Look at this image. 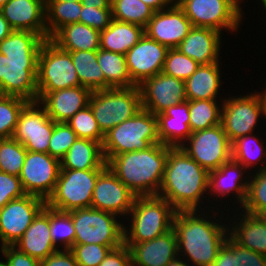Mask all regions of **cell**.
I'll use <instances>...</instances> for the list:
<instances>
[{
	"mask_svg": "<svg viewBox=\"0 0 266 266\" xmlns=\"http://www.w3.org/2000/svg\"><path fill=\"white\" fill-rule=\"evenodd\" d=\"M143 3L151 7L155 12L165 9L166 6L172 4L171 0H141Z\"/></svg>",
	"mask_w": 266,
	"mask_h": 266,
	"instance_id": "54",
	"label": "cell"
},
{
	"mask_svg": "<svg viewBox=\"0 0 266 266\" xmlns=\"http://www.w3.org/2000/svg\"><path fill=\"white\" fill-rule=\"evenodd\" d=\"M26 154L23 144L13 137L0 139V171L19 177Z\"/></svg>",
	"mask_w": 266,
	"mask_h": 266,
	"instance_id": "39",
	"label": "cell"
},
{
	"mask_svg": "<svg viewBox=\"0 0 266 266\" xmlns=\"http://www.w3.org/2000/svg\"><path fill=\"white\" fill-rule=\"evenodd\" d=\"M105 169H61L54 191L46 206L60 212L91 207L92 194L98 176Z\"/></svg>",
	"mask_w": 266,
	"mask_h": 266,
	"instance_id": "8",
	"label": "cell"
},
{
	"mask_svg": "<svg viewBox=\"0 0 266 266\" xmlns=\"http://www.w3.org/2000/svg\"><path fill=\"white\" fill-rule=\"evenodd\" d=\"M220 32L203 27H192L177 49L200 65L219 62Z\"/></svg>",
	"mask_w": 266,
	"mask_h": 266,
	"instance_id": "25",
	"label": "cell"
},
{
	"mask_svg": "<svg viewBox=\"0 0 266 266\" xmlns=\"http://www.w3.org/2000/svg\"><path fill=\"white\" fill-rule=\"evenodd\" d=\"M178 6L190 20L192 27L237 30L242 8L236 0H181Z\"/></svg>",
	"mask_w": 266,
	"mask_h": 266,
	"instance_id": "11",
	"label": "cell"
},
{
	"mask_svg": "<svg viewBox=\"0 0 266 266\" xmlns=\"http://www.w3.org/2000/svg\"><path fill=\"white\" fill-rule=\"evenodd\" d=\"M155 143H160L157 116L141 108L105 134L102 151L107 163L113 156L145 150Z\"/></svg>",
	"mask_w": 266,
	"mask_h": 266,
	"instance_id": "5",
	"label": "cell"
},
{
	"mask_svg": "<svg viewBox=\"0 0 266 266\" xmlns=\"http://www.w3.org/2000/svg\"><path fill=\"white\" fill-rule=\"evenodd\" d=\"M143 35L142 26L113 19L100 33V49L125 55Z\"/></svg>",
	"mask_w": 266,
	"mask_h": 266,
	"instance_id": "30",
	"label": "cell"
},
{
	"mask_svg": "<svg viewBox=\"0 0 266 266\" xmlns=\"http://www.w3.org/2000/svg\"><path fill=\"white\" fill-rule=\"evenodd\" d=\"M46 206L41 197L26 194L13 199L0 209V240L2 246H14Z\"/></svg>",
	"mask_w": 266,
	"mask_h": 266,
	"instance_id": "13",
	"label": "cell"
},
{
	"mask_svg": "<svg viewBox=\"0 0 266 266\" xmlns=\"http://www.w3.org/2000/svg\"><path fill=\"white\" fill-rule=\"evenodd\" d=\"M45 1H70V2H80L81 0H45Z\"/></svg>",
	"mask_w": 266,
	"mask_h": 266,
	"instance_id": "59",
	"label": "cell"
},
{
	"mask_svg": "<svg viewBox=\"0 0 266 266\" xmlns=\"http://www.w3.org/2000/svg\"><path fill=\"white\" fill-rule=\"evenodd\" d=\"M9 0H0V8L5 5Z\"/></svg>",
	"mask_w": 266,
	"mask_h": 266,
	"instance_id": "60",
	"label": "cell"
},
{
	"mask_svg": "<svg viewBox=\"0 0 266 266\" xmlns=\"http://www.w3.org/2000/svg\"><path fill=\"white\" fill-rule=\"evenodd\" d=\"M50 234L53 243L63 242V248L70 249L75 241V229L71 216L67 212H60L50 208Z\"/></svg>",
	"mask_w": 266,
	"mask_h": 266,
	"instance_id": "44",
	"label": "cell"
},
{
	"mask_svg": "<svg viewBox=\"0 0 266 266\" xmlns=\"http://www.w3.org/2000/svg\"><path fill=\"white\" fill-rule=\"evenodd\" d=\"M0 266H7V263H6V262H1V261H0Z\"/></svg>",
	"mask_w": 266,
	"mask_h": 266,
	"instance_id": "61",
	"label": "cell"
},
{
	"mask_svg": "<svg viewBox=\"0 0 266 266\" xmlns=\"http://www.w3.org/2000/svg\"><path fill=\"white\" fill-rule=\"evenodd\" d=\"M188 262L185 263V261H181L180 258H175L174 260H172L168 266H189L190 264H187ZM191 266V265H190Z\"/></svg>",
	"mask_w": 266,
	"mask_h": 266,
	"instance_id": "57",
	"label": "cell"
},
{
	"mask_svg": "<svg viewBox=\"0 0 266 266\" xmlns=\"http://www.w3.org/2000/svg\"><path fill=\"white\" fill-rule=\"evenodd\" d=\"M27 103L20 97L0 95V139L13 136L19 114Z\"/></svg>",
	"mask_w": 266,
	"mask_h": 266,
	"instance_id": "42",
	"label": "cell"
},
{
	"mask_svg": "<svg viewBox=\"0 0 266 266\" xmlns=\"http://www.w3.org/2000/svg\"><path fill=\"white\" fill-rule=\"evenodd\" d=\"M61 169L91 170L106 169L102 144L90 139L77 138L60 160Z\"/></svg>",
	"mask_w": 266,
	"mask_h": 266,
	"instance_id": "27",
	"label": "cell"
},
{
	"mask_svg": "<svg viewBox=\"0 0 266 266\" xmlns=\"http://www.w3.org/2000/svg\"><path fill=\"white\" fill-rule=\"evenodd\" d=\"M100 33L77 22L61 27L50 40L65 51H92L100 48Z\"/></svg>",
	"mask_w": 266,
	"mask_h": 266,
	"instance_id": "28",
	"label": "cell"
},
{
	"mask_svg": "<svg viewBox=\"0 0 266 266\" xmlns=\"http://www.w3.org/2000/svg\"><path fill=\"white\" fill-rule=\"evenodd\" d=\"M241 216L240 223L227 235L239 246L266 256V223L259 215L244 213Z\"/></svg>",
	"mask_w": 266,
	"mask_h": 266,
	"instance_id": "31",
	"label": "cell"
},
{
	"mask_svg": "<svg viewBox=\"0 0 266 266\" xmlns=\"http://www.w3.org/2000/svg\"><path fill=\"white\" fill-rule=\"evenodd\" d=\"M221 125L231 142L238 137L252 134L258 117L263 114L260 97L257 93L224 100Z\"/></svg>",
	"mask_w": 266,
	"mask_h": 266,
	"instance_id": "16",
	"label": "cell"
},
{
	"mask_svg": "<svg viewBox=\"0 0 266 266\" xmlns=\"http://www.w3.org/2000/svg\"><path fill=\"white\" fill-rule=\"evenodd\" d=\"M172 2H173V4H178L181 0H171ZM174 1H176L175 3H174Z\"/></svg>",
	"mask_w": 266,
	"mask_h": 266,
	"instance_id": "62",
	"label": "cell"
},
{
	"mask_svg": "<svg viewBox=\"0 0 266 266\" xmlns=\"http://www.w3.org/2000/svg\"><path fill=\"white\" fill-rule=\"evenodd\" d=\"M0 11L13 30L30 31L48 39L45 0H9Z\"/></svg>",
	"mask_w": 266,
	"mask_h": 266,
	"instance_id": "22",
	"label": "cell"
},
{
	"mask_svg": "<svg viewBox=\"0 0 266 266\" xmlns=\"http://www.w3.org/2000/svg\"><path fill=\"white\" fill-rule=\"evenodd\" d=\"M235 266H266V256L239 246L232 240Z\"/></svg>",
	"mask_w": 266,
	"mask_h": 266,
	"instance_id": "49",
	"label": "cell"
},
{
	"mask_svg": "<svg viewBox=\"0 0 266 266\" xmlns=\"http://www.w3.org/2000/svg\"><path fill=\"white\" fill-rule=\"evenodd\" d=\"M97 60L104 73L106 89L136 86L129 75L125 55L98 49Z\"/></svg>",
	"mask_w": 266,
	"mask_h": 266,
	"instance_id": "34",
	"label": "cell"
},
{
	"mask_svg": "<svg viewBox=\"0 0 266 266\" xmlns=\"http://www.w3.org/2000/svg\"><path fill=\"white\" fill-rule=\"evenodd\" d=\"M75 229L74 244L121 246L124 244V226L115 214L95 208H81L67 212Z\"/></svg>",
	"mask_w": 266,
	"mask_h": 266,
	"instance_id": "9",
	"label": "cell"
},
{
	"mask_svg": "<svg viewBox=\"0 0 266 266\" xmlns=\"http://www.w3.org/2000/svg\"><path fill=\"white\" fill-rule=\"evenodd\" d=\"M261 100L262 108H263V115L266 117V89L258 94Z\"/></svg>",
	"mask_w": 266,
	"mask_h": 266,
	"instance_id": "56",
	"label": "cell"
},
{
	"mask_svg": "<svg viewBox=\"0 0 266 266\" xmlns=\"http://www.w3.org/2000/svg\"><path fill=\"white\" fill-rule=\"evenodd\" d=\"M45 39L14 30L0 42V95L38 101V56Z\"/></svg>",
	"mask_w": 266,
	"mask_h": 266,
	"instance_id": "1",
	"label": "cell"
},
{
	"mask_svg": "<svg viewBox=\"0 0 266 266\" xmlns=\"http://www.w3.org/2000/svg\"><path fill=\"white\" fill-rule=\"evenodd\" d=\"M119 246L74 244L70 250L79 266H99L111 249Z\"/></svg>",
	"mask_w": 266,
	"mask_h": 266,
	"instance_id": "47",
	"label": "cell"
},
{
	"mask_svg": "<svg viewBox=\"0 0 266 266\" xmlns=\"http://www.w3.org/2000/svg\"><path fill=\"white\" fill-rule=\"evenodd\" d=\"M19 251L39 262L58 249L50 234V208L45 206L33 219L23 236L14 244Z\"/></svg>",
	"mask_w": 266,
	"mask_h": 266,
	"instance_id": "24",
	"label": "cell"
},
{
	"mask_svg": "<svg viewBox=\"0 0 266 266\" xmlns=\"http://www.w3.org/2000/svg\"><path fill=\"white\" fill-rule=\"evenodd\" d=\"M263 5H264V7H265V9H266V0L263 2Z\"/></svg>",
	"mask_w": 266,
	"mask_h": 266,
	"instance_id": "63",
	"label": "cell"
},
{
	"mask_svg": "<svg viewBox=\"0 0 266 266\" xmlns=\"http://www.w3.org/2000/svg\"><path fill=\"white\" fill-rule=\"evenodd\" d=\"M91 94V90L79 85L54 92H38V102L54 122H67L89 105Z\"/></svg>",
	"mask_w": 266,
	"mask_h": 266,
	"instance_id": "21",
	"label": "cell"
},
{
	"mask_svg": "<svg viewBox=\"0 0 266 266\" xmlns=\"http://www.w3.org/2000/svg\"><path fill=\"white\" fill-rule=\"evenodd\" d=\"M187 140L189 147L180 148L208 172L232 160V142L221 124L193 132Z\"/></svg>",
	"mask_w": 266,
	"mask_h": 266,
	"instance_id": "12",
	"label": "cell"
},
{
	"mask_svg": "<svg viewBox=\"0 0 266 266\" xmlns=\"http://www.w3.org/2000/svg\"><path fill=\"white\" fill-rule=\"evenodd\" d=\"M21 180L18 176L0 171V209L13 199L23 197Z\"/></svg>",
	"mask_w": 266,
	"mask_h": 266,
	"instance_id": "48",
	"label": "cell"
},
{
	"mask_svg": "<svg viewBox=\"0 0 266 266\" xmlns=\"http://www.w3.org/2000/svg\"><path fill=\"white\" fill-rule=\"evenodd\" d=\"M191 28V22L183 10L178 4H174L155 12L144 28V33L168 49H174L188 35Z\"/></svg>",
	"mask_w": 266,
	"mask_h": 266,
	"instance_id": "20",
	"label": "cell"
},
{
	"mask_svg": "<svg viewBox=\"0 0 266 266\" xmlns=\"http://www.w3.org/2000/svg\"><path fill=\"white\" fill-rule=\"evenodd\" d=\"M40 266H79L70 249L57 250L40 262Z\"/></svg>",
	"mask_w": 266,
	"mask_h": 266,
	"instance_id": "52",
	"label": "cell"
},
{
	"mask_svg": "<svg viewBox=\"0 0 266 266\" xmlns=\"http://www.w3.org/2000/svg\"><path fill=\"white\" fill-rule=\"evenodd\" d=\"M60 170V160L49 153L27 151L19 175L24 192L46 201L54 191Z\"/></svg>",
	"mask_w": 266,
	"mask_h": 266,
	"instance_id": "14",
	"label": "cell"
},
{
	"mask_svg": "<svg viewBox=\"0 0 266 266\" xmlns=\"http://www.w3.org/2000/svg\"><path fill=\"white\" fill-rule=\"evenodd\" d=\"M71 54L80 86L97 91L106 89V80L97 60V50L68 51Z\"/></svg>",
	"mask_w": 266,
	"mask_h": 266,
	"instance_id": "33",
	"label": "cell"
},
{
	"mask_svg": "<svg viewBox=\"0 0 266 266\" xmlns=\"http://www.w3.org/2000/svg\"><path fill=\"white\" fill-rule=\"evenodd\" d=\"M1 251L6 257L7 266H40V262L14 246H3Z\"/></svg>",
	"mask_w": 266,
	"mask_h": 266,
	"instance_id": "50",
	"label": "cell"
},
{
	"mask_svg": "<svg viewBox=\"0 0 266 266\" xmlns=\"http://www.w3.org/2000/svg\"><path fill=\"white\" fill-rule=\"evenodd\" d=\"M76 133L67 122H55L49 141L48 153L61 160L77 139Z\"/></svg>",
	"mask_w": 266,
	"mask_h": 266,
	"instance_id": "46",
	"label": "cell"
},
{
	"mask_svg": "<svg viewBox=\"0 0 266 266\" xmlns=\"http://www.w3.org/2000/svg\"><path fill=\"white\" fill-rule=\"evenodd\" d=\"M209 172L188 156L180 147L169 151L158 196L177 211L198 210L208 190ZM198 205V206H197ZM197 208V209H196Z\"/></svg>",
	"mask_w": 266,
	"mask_h": 266,
	"instance_id": "2",
	"label": "cell"
},
{
	"mask_svg": "<svg viewBox=\"0 0 266 266\" xmlns=\"http://www.w3.org/2000/svg\"><path fill=\"white\" fill-rule=\"evenodd\" d=\"M81 9V1H45L48 39H50L61 27L77 22L80 23Z\"/></svg>",
	"mask_w": 266,
	"mask_h": 266,
	"instance_id": "35",
	"label": "cell"
},
{
	"mask_svg": "<svg viewBox=\"0 0 266 266\" xmlns=\"http://www.w3.org/2000/svg\"><path fill=\"white\" fill-rule=\"evenodd\" d=\"M67 124L76 133L78 138L90 139L103 144L105 135L101 132L89 105L78 111L67 121Z\"/></svg>",
	"mask_w": 266,
	"mask_h": 266,
	"instance_id": "43",
	"label": "cell"
},
{
	"mask_svg": "<svg viewBox=\"0 0 266 266\" xmlns=\"http://www.w3.org/2000/svg\"><path fill=\"white\" fill-rule=\"evenodd\" d=\"M189 126L193 132L221 124V113L216 100H189Z\"/></svg>",
	"mask_w": 266,
	"mask_h": 266,
	"instance_id": "36",
	"label": "cell"
},
{
	"mask_svg": "<svg viewBox=\"0 0 266 266\" xmlns=\"http://www.w3.org/2000/svg\"><path fill=\"white\" fill-rule=\"evenodd\" d=\"M176 212L167 200L158 195L137 196L129 212L132 216L131 230L124 226V243L150 241L166 233L173 228Z\"/></svg>",
	"mask_w": 266,
	"mask_h": 266,
	"instance_id": "6",
	"label": "cell"
},
{
	"mask_svg": "<svg viewBox=\"0 0 266 266\" xmlns=\"http://www.w3.org/2000/svg\"><path fill=\"white\" fill-rule=\"evenodd\" d=\"M161 143L113 156L107 166L136 196H155L161 187L169 151Z\"/></svg>",
	"mask_w": 266,
	"mask_h": 266,
	"instance_id": "3",
	"label": "cell"
},
{
	"mask_svg": "<svg viewBox=\"0 0 266 266\" xmlns=\"http://www.w3.org/2000/svg\"><path fill=\"white\" fill-rule=\"evenodd\" d=\"M196 61L182 54L177 48L168 49L163 73L186 81L199 67Z\"/></svg>",
	"mask_w": 266,
	"mask_h": 266,
	"instance_id": "45",
	"label": "cell"
},
{
	"mask_svg": "<svg viewBox=\"0 0 266 266\" xmlns=\"http://www.w3.org/2000/svg\"><path fill=\"white\" fill-rule=\"evenodd\" d=\"M259 144L258 138L252 134L238 137L232 142V160L245 168L254 165L256 161L260 162L262 157H266V148H263L262 143Z\"/></svg>",
	"mask_w": 266,
	"mask_h": 266,
	"instance_id": "40",
	"label": "cell"
},
{
	"mask_svg": "<svg viewBox=\"0 0 266 266\" xmlns=\"http://www.w3.org/2000/svg\"><path fill=\"white\" fill-rule=\"evenodd\" d=\"M256 175L248 181L246 199L242 210L252 215H259L266 210V164L258 168Z\"/></svg>",
	"mask_w": 266,
	"mask_h": 266,
	"instance_id": "41",
	"label": "cell"
},
{
	"mask_svg": "<svg viewBox=\"0 0 266 266\" xmlns=\"http://www.w3.org/2000/svg\"><path fill=\"white\" fill-rule=\"evenodd\" d=\"M38 105V101L28 102L23 107L12 137L23 144L27 151L48 153L55 122Z\"/></svg>",
	"mask_w": 266,
	"mask_h": 266,
	"instance_id": "15",
	"label": "cell"
},
{
	"mask_svg": "<svg viewBox=\"0 0 266 266\" xmlns=\"http://www.w3.org/2000/svg\"><path fill=\"white\" fill-rule=\"evenodd\" d=\"M136 197L107 167L98 176L92 194L91 207L115 215H129Z\"/></svg>",
	"mask_w": 266,
	"mask_h": 266,
	"instance_id": "19",
	"label": "cell"
},
{
	"mask_svg": "<svg viewBox=\"0 0 266 266\" xmlns=\"http://www.w3.org/2000/svg\"><path fill=\"white\" fill-rule=\"evenodd\" d=\"M99 266H132L129 248L122 244L111 249Z\"/></svg>",
	"mask_w": 266,
	"mask_h": 266,
	"instance_id": "51",
	"label": "cell"
},
{
	"mask_svg": "<svg viewBox=\"0 0 266 266\" xmlns=\"http://www.w3.org/2000/svg\"><path fill=\"white\" fill-rule=\"evenodd\" d=\"M158 136L160 143L169 147L179 148L185 140L192 134L189 126V100L180 104H175L159 113Z\"/></svg>",
	"mask_w": 266,
	"mask_h": 266,
	"instance_id": "26",
	"label": "cell"
},
{
	"mask_svg": "<svg viewBox=\"0 0 266 266\" xmlns=\"http://www.w3.org/2000/svg\"><path fill=\"white\" fill-rule=\"evenodd\" d=\"M124 244L130 250L132 266H168L179 255L173 228L150 241Z\"/></svg>",
	"mask_w": 266,
	"mask_h": 266,
	"instance_id": "23",
	"label": "cell"
},
{
	"mask_svg": "<svg viewBox=\"0 0 266 266\" xmlns=\"http://www.w3.org/2000/svg\"><path fill=\"white\" fill-rule=\"evenodd\" d=\"M141 107L154 115L187 100L185 81L163 72L145 79L139 85Z\"/></svg>",
	"mask_w": 266,
	"mask_h": 266,
	"instance_id": "17",
	"label": "cell"
},
{
	"mask_svg": "<svg viewBox=\"0 0 266 266\" xmlns=\"http://www.w3.org/2000/svg\"><path fill=\"white\" fill-rule=\"evenodd\" d=\"M220 79L219 62L199 65L185 81L187 100H216Z\"/></svg>",
	"mask_w": 266,
	"mask_h": 266,
	"instance_id": "32",
	"label": "cell"
},
{
	"mask_svg": "<svg viewBox=\"0 0 266 266\" xmlns=\"http://www.w3.org/2000/svg\"><path fill=\"white\" fill-rule=\"evenodd\" d=\"M237 1V3L239 4V3H241V2H239L240 0H236ZM262 2H264L265 0H261Z\"/></svg>",
	"mask_w": 266,
	"mask_h": 266,
	"instance_id": "64",
	"label": "cell"
},
{
	"mask_svg": "<svg viewBox=\"0 0 266 266\" xmlns=\"http://www.w3.org/2000/svg\"><path fill=\"white\" fill-rule=\"evenodd\" d=\"M79 85L70 52L59 48L50 39H46L38 56V92H54Z\"/></svg>",
	"mask_w": 266,
	"mask_h": 266,
	"instance_id": "10",
	"label": "cell"
},
{
	"mask_svg": "<svg viewBox=\"0 0 266 266\" xmlns=\"http://www.w3.org/2000/svg\"><path fill=\"white\" fill-rule=\"evenodd\" d=\"M80 23L103 31L113 20L111 0H81Z\"/></svg>",
	"mask_w": 266,
	"mask_h": 266,
	"instance_id": "38",
	"label": "cell"
},
{
	"mask_svg": "<svg viewBox=\"0 0 266 266\" xmlns=\"http://www.w3.org/2000/svg\"><path fill=\"white\" fill-rule=\"evenodd\" d=\"M259 216L262 218V220L266 223V210H264L263 212H261L259 214Z\"/></svg>",
	"mask_w": 266,
	"mask_h": 266,
	"instance_id": "58",
	"label": "cell"
},
{
	"mask_svg": "<svg viewBox=\"0 0 266 266\" xmlns=\"http://www.w3.org/2000/svg\"><path fill=\"white\" fill-rule=\"evenodd\" d=\"M168 48L145 33L125 54L131 81L139 86L145 79L163 71Z\"/></svg>",
	"mask_w": 266,
	"mask_h": 266,
	"instance_id": "18",
	"label": "cell"
},
{
	"mask_svg": "<svg viewBox=\"0 0 266 266\" xmlns=\"http://www.w3.org/2000/svg\"><path fill=\"white\" fill-rule=\"evenodd\" d=\"M114 20L136 24L145 28L155 11L141 0H111Z\"/></svg>",
	"mask_w": 266,
	"mask_h": 266,
	"instance_id": "37",
	"label": "cell"
},
{
	"mask_svg": "<svg viewBox=\"0 0 266 266\" xmlns=\"http://www.w3.org/2000/svg\"><path fill=\"white\" fill-rule=\"evenodd\" d=\"M211 266H235V254L232 252V239L229 236L219 248L217 257Z\"/></svg>",
	"mask_w": 266,
	"mask_h": 266,
	"instance_id": "53",
	"label": "cell"
},
{
	"mask_svg": "<svg viewBox=\"0 0 266 266\" xmlns=\"http://www.w3.org/2000/svg\"><path fill=\"white\" fill-rule=\"evenodd\" d=\"M242 169V170H241ZM246 168L233 160L222 164L218 169L209 172L208 190L215 192L217 195L230 194L231 191L236 192L237 199L243 205L246 199L248 182L243 181L242 172ZM241 177V178H240Z\"/></svg>",
	"mask_w": 266,
	"mask_h": 266,
	"instance_id": "29",
	"label": "cell"
},
{
	"mask_svg": "<svg viewBox=\"0 0 266 266\" xmlns=\"http://www.w3.org/2000/svg\"><path fill=\"white\" fill-rule=\"evenodd\" d=\"M89 106L105 135L116 125L132 118L142 108L139 86L93 91Z\"/></svg>",
	"mask_w": 266,
	"mask_h": 266,
	"instance_id": "7",
	"label": "cell"
},
{
	"mask_svg": "<svg viewBox=\"0 0 266 266\" xmlns=\"http://www.w3.org/2000/svg\"><path fill=\"white\" fill-rule=\"evenodd\" d=\"M14 30L8 23V21L3 17L2 12L0 11V42L10 35Z\"/></svg>",
	"mask_w": 266,
	"mask_h": 266,
	"instance_id": "55",
	"label": "cell"
},
{
	"mask_svg": "<svg viewBox=\"0 0 266 266\" xmlns=\"http://www.w3.org/2000/svg\"><path fill=\"white\" fill-rule=\"evenodd\" d=\"M197 211L179 210L175 213L173 229L177 236L178 253L183 252L182 256L186 255L193 266H211L227 239L226 231L230 229L197 216Z\"/></svg>",
	"mask_w": 266,
	"mask_h": 266,
	"instance_id": "4",
	"label": "cell"
}]
</instances>
